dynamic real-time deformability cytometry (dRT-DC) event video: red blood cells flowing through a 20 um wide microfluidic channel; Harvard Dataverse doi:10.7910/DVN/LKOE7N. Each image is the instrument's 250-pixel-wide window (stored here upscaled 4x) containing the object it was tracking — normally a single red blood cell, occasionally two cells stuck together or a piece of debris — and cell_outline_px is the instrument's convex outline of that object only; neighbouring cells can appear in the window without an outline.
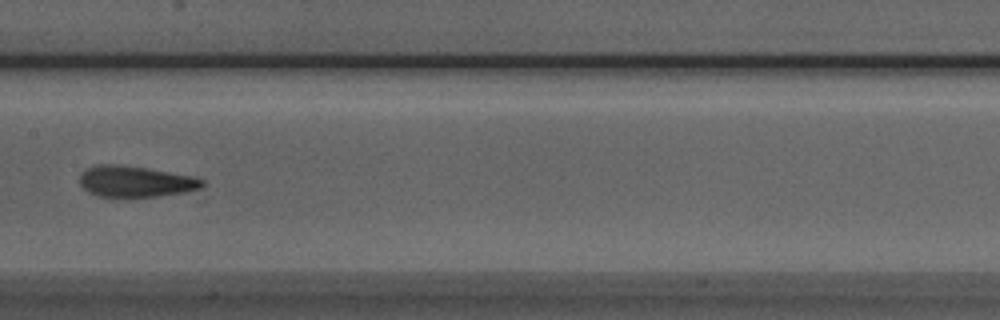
{"species": "Egyptian fruit bat (a non-hibernating species)", "species_latin": "Rousettus aegyptiacus", "temperature_condition": "room temperature", "stored_images_in_passage": 7, "camera_frame_rate_fps": 3000, "um_per_image_px": 0.085, "animal": {"sex": "male"}, "frame": {"image": 1, "passage_image": 7, "time_ms": 7.0, "image_size_px": [1000, 320], "cell_outline_px": [[204, 184], [200, 188], [184, 192], [128, 200], [96, 196], [88, 192], [80, 184], [80, 172], [84, 168], [96, 164], [116, 164], [144, 168], [192, 176], [204, 180]], "centroid_in_image_um": [11.42, 15.46], "position_along_channel_um": 196.0, "area_um2": 22.83}}